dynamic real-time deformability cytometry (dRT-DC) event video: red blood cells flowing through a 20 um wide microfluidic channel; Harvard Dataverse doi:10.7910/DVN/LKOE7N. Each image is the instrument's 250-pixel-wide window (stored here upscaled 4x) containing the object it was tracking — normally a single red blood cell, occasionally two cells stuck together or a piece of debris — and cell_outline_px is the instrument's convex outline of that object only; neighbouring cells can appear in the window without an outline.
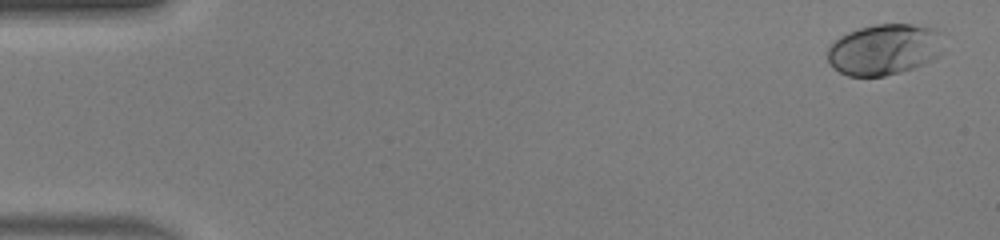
{"species": "human", "species_latin": "Homo sapiens", "temperature_condition": "warm", "stored_images_in_passage": 50, "camera_frame_rate_fps": 3000, "um_per_image_px": 0.085, "donor": {"sex": "male"}, "frame": {"image": 1, "passage_image": 2, "time_ms": 0.333, "image_size_px": [1000, 240], "cell_outline_px": [[944, 32], [940, 52], [932, 60], [924, 64], [900, 72], [884, 76], [848, 76], [840, 72], [828, 60], [828, 48], [840, 36], [848, 32], [860, 28], [876, 24], [912, 24], [936, 28]], "centroid_in_image_um": [75.21, 4.19], "position_along_channel_um": 9.8, "area_um2": 34.45}}
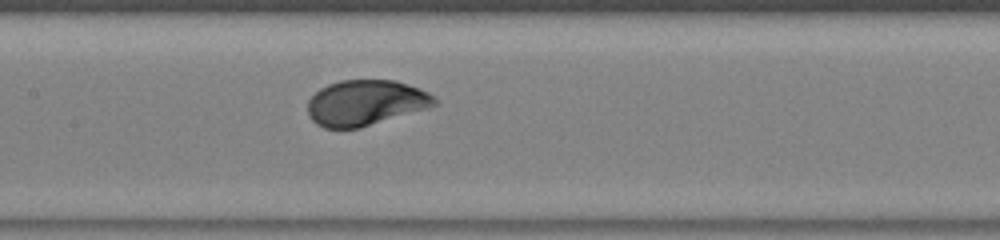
{"frame": {"image": 2, "passage_image": 25, "time_ms": 8.0, "image_size_px": [1000, 240], "cell_outline_px": [[436, 104], [428, 108], [360, 128], [324, 128], [316, 124], [308, 116], [308, 100], [320, 88], [328, 84], [340, 80], [396, 80], [420, 88], [428, 92], [436, 100]], "centroid_in_image_um": [31.05, 8.73], "position_along_channel_um": 176.3, "area_um2": 33.7}}
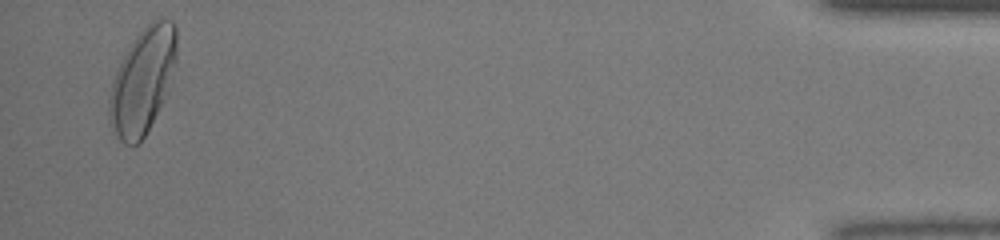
{"frame": {"image": 3, "passage_image": 49, "time_ms": 16.0, "image_size_px": [1000, 240], "cell_outline_px": [[176, 64], [168, 88], [144, 136], [136, 144], [124, 144], [120, 140], [112, 124], [108, 112], [108, 100], [112, 84], [120, 60], [124, 52], [132, 40], [156, 16], [160, 16], [172, 20], [176, 24]], "centroid_in_image_um": [12.13, 6.77], "position_along_channel_um": 423.1, "area_um2": 40.92}, "authors_computed_cell_mechanics": {"area_um2": 33.6685, "velocity_mm_per_s": 4.1169, "shape_relaxation_time_tau1_ms": 1.7796, "shape_relaxation_time_tau2_ms": null, "deformation_change_tau1": 0.1458, "deformation_change_tau2": null}}